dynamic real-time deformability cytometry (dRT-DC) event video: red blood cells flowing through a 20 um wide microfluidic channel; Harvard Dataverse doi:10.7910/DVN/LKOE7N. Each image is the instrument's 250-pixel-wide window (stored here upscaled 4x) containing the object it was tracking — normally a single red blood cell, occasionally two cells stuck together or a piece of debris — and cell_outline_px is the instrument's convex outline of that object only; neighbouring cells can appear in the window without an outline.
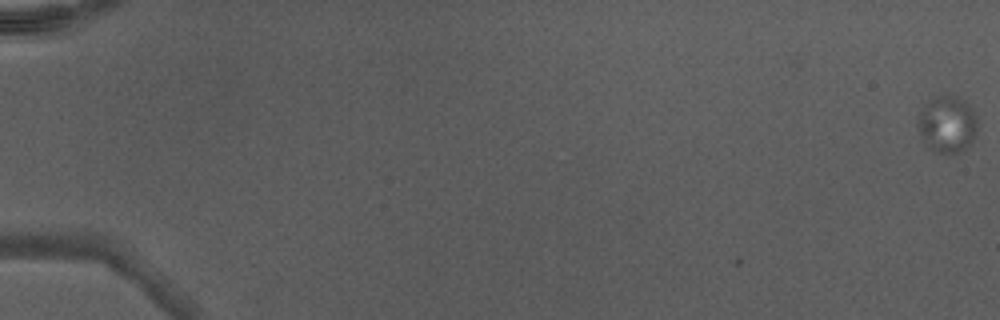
{"species": "Egyptian fruit bat (a non-hibernating species)", "species_latin": "Rousettus aegyptiacus", "temperature_condition": "warm", "stored_images_in_passage": 3, "camera_frame_rate_fps": 3000, "um_per_image_px": 0.085, "animal": {"sex": "male"}, "frame": {"image": 1, "passage_image": 1, "time_ms": 0.0, "image_size_px": [1000, 320], "cell_outline_px": [[976, 128], [972, 140], [960, 152], [932, 152], [920, 132], [916, 120], [924, 104], [928, 100], [940, 96], [952, 96], [964, 100], [968, 104], [976, 120]], "centroid_in_image_um": [80.47, 10.55], "position_along_channel_um": 4.5, "area_um2": 19.07}}